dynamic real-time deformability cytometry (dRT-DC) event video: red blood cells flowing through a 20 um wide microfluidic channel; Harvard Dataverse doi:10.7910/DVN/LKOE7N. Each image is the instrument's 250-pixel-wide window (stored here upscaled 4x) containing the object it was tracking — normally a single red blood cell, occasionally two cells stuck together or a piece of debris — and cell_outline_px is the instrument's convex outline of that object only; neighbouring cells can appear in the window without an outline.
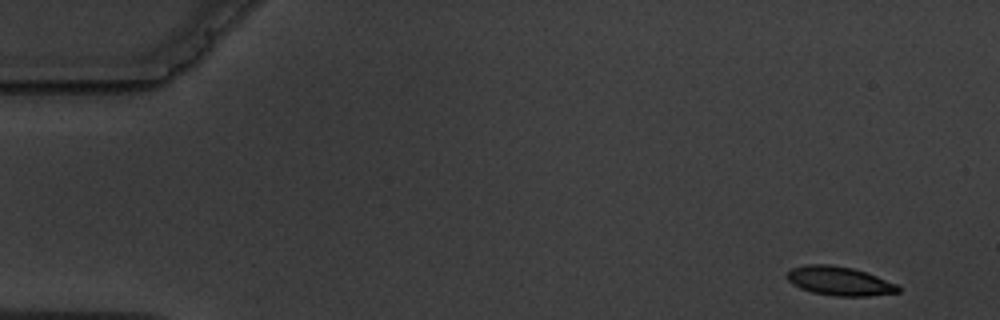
{"species": "common noctule bat (a hibernating species)", "species_latin": "Nyctalus noctula", "temperature_condition": "warm", "stored_images_in_passage": 6, "camera_frame_rate_fps": 3000, "um_per_image_px": 0.085, "animal": {"sex": "male", "body_mass_g": 19.5, "forearm_length_mm": 54.6}, "frame": {"image": 1, "passage_image": 1, "time_ms": 0.0, "image_size_px": [1000, 320], "cell_outline_px": [[900, 292], [868, 296], [836, 296], [812, 292], [800, 288], [792, 284], [784, 276], [792, 268], [804, 264], [828, 264], [852, 268], [876, 276], [896, 284], [900, 288]], "centroid_in_image_um": [71.3, 23.88], "position_along_channel_um": 13.7, "area_um2": 18.67}}
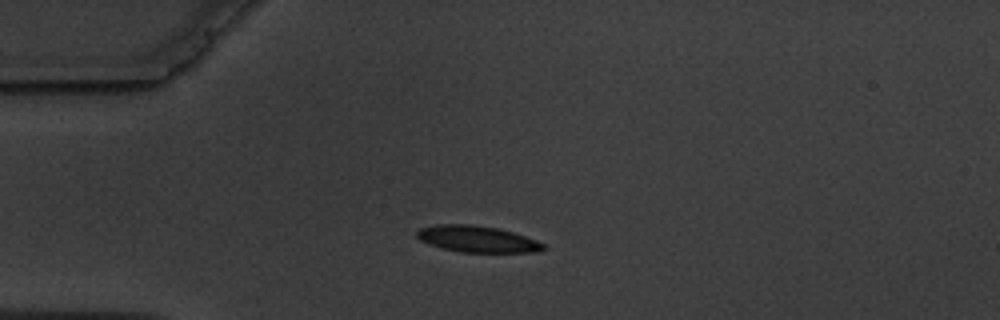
{"frame": {"image": 2, "passage_image": 4, "time_ms": 3.667, "image_size_px": [1000, 320], "cell_outline_px": [[548, 248], [540, 252], [460, 252], [428, 244], [420, 240], [416, 236], [416, 232], [420, 228], [436, 224], [472, 224], [500, 228], [536, 240], [544, 244]], "centroid_in_image_um": [40.57, 20.31], "position_along_channel_um": 44.4, "area_um2": 19.59}}
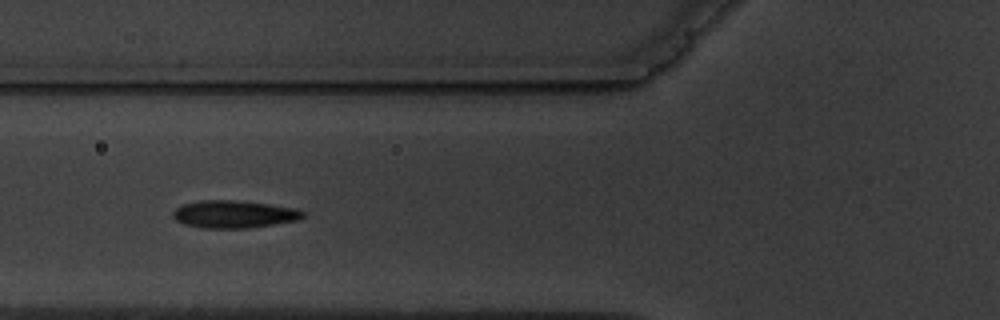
{"frame": {"image": 3, "passage_image": 6, "time_ms": 6.0, "image_size_px": [1000, 320], "cell_outline_px": [[304, 216], [300, 220], [248, 228], [200, 228], [184, 224], [176, 220], [172, 216], [172, 212], [180, 204], [200, 200], [236, 200], [268, 204], [296, 208], [304, 212]], "centroid_in_image_um": [19.86, 18.2], "position_along_channel_um": 105.9, "area_um2": 21.04}}